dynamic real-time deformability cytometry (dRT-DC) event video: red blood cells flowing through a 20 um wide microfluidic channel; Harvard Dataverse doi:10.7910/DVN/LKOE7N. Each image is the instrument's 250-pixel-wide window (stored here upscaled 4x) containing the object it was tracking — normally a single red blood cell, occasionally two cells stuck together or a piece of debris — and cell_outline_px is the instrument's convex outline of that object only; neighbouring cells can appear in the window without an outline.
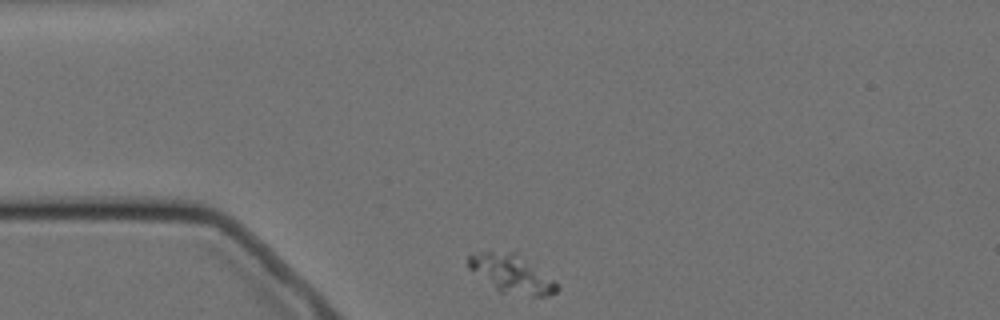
{"species": "Egyptian fruit bat (a non-hibernating species)", "species_latin": "Rousettus aegyptiacus", "temperature_condition": "cold", "stored_images_in_passage": 3, "camera_frame_rate_fps": 3000, "um_per_image_px": 0.085, "animal": {"sex": "female"}, "frame": {"image": 1, "passage_image": 1, "time_ms": 0.0, "image_size_px": [1000, 320], "cell_outline_px": [[556, 292], [548, 296], [532, 296], [500, 292], [468, 268], [468, 256], [480, 252], [516, 252], [556, 280]], "centroid_in_image_um": [43.51, 23.28], "position_along_channel_um": 41.5, "area_um2": 19.48}}
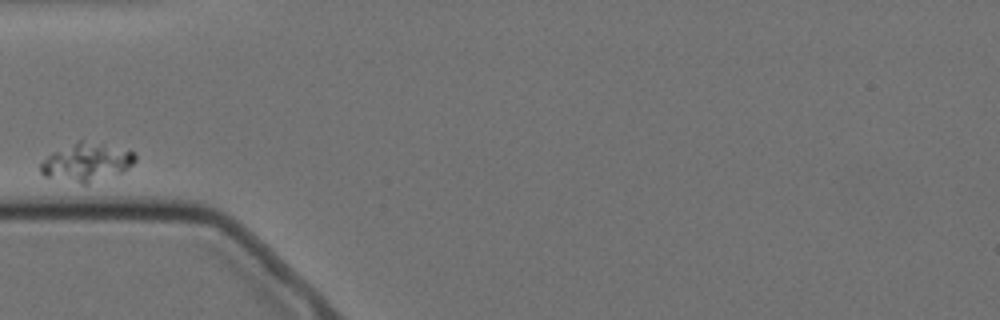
{"frame": {"image": 2, "passage_image": 3, "time_ms": 2.333, "image_size_px": [1000, 320], "cell_outline_px": [[136, 160], [124, 172], [88, 184], [80, 184], [44, 176], [40, 172], [40, 164], [52, 152], [80, 140], [104, 144], [132, 152], [136, 156]], "centroid_in_image_um": [7.35, 13.81], "position_along_channel_um": 77.7, "area_um2": 20.92}}